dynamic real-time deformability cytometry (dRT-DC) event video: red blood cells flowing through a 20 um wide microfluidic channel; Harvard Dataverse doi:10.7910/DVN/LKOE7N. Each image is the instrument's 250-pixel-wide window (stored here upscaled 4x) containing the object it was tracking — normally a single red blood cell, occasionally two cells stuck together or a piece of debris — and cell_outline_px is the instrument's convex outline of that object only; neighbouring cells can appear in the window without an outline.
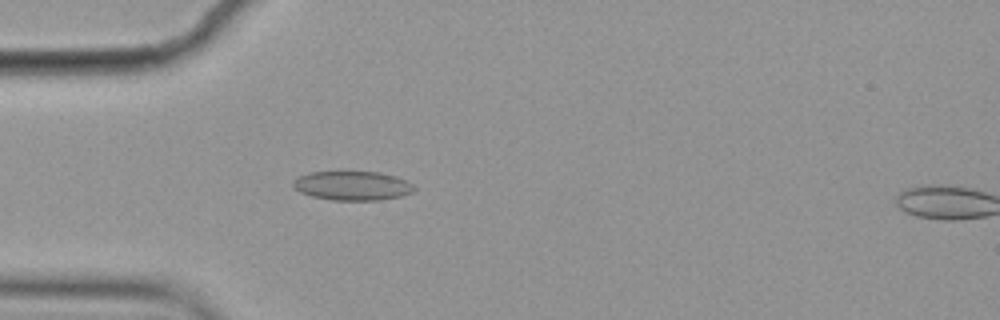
{"species": "common noctule bat (a hibernating species)", "species_latin": "Nyctalus noctula", "temperature_condition": "cold", "stored_images_in_passage": 4, "camera_frame_rate_fps": 3000, "um_per_image_px": 0.085, "animal": {"sex": "female", "body_mass_g": 19.9}, "frame": {"image": 1, "passage_image": 3, "time_ms": 0.667, "image_size_px": [1000, 320], "cell_outline_px": [[416, 188], [412, 192], [404, 196], [380, 200], [332, 200], [312, 196], [300, 192], [292, 184], [292, 180], [296, 176], [308, 172], [380, 172], [396, 176], [412, 184]], "centroid_in_image_um": [29.95, 15.78], "position_along_channel_um": 55.1, "area_um2": 20.69}}